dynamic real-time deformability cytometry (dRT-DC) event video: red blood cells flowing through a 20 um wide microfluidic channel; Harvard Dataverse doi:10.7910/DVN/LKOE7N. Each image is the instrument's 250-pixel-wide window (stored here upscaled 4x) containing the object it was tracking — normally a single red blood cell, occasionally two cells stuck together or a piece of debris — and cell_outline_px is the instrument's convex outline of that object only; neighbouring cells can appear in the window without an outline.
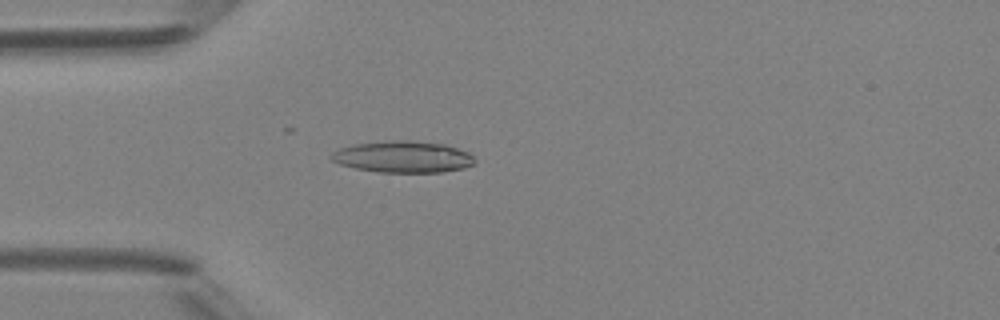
{"species": "Egyptian fruit bat (a non-hibernating species)", "species_latin": "Rousettus aegyptiacus", "temperature_condition": "room temperature", "stored_images_in_passage": 1, "camera_frame_rate_fps": 3000, "um_per_image_px": 0.085, "animal": {"sex": "female"}, "frame": {"image": 1, "passage_image": 1, "time_ms": 0.0, "image_size_px": [1000, 320], "cell_outline_px": [[476, 160], [472, 164], [464, 168], [440, 172], [376, 172], [356, 168], [340, 164], [332, 160], [328, 156], [332, 152], [340, 148], [356, 144], [392, 140], [408, 140], [444, 144], [468, 152]], "centroid_in_image_um": [34.23, 13.33], "position_along_channel_um": 50.8, "area_um2": 26.24}}